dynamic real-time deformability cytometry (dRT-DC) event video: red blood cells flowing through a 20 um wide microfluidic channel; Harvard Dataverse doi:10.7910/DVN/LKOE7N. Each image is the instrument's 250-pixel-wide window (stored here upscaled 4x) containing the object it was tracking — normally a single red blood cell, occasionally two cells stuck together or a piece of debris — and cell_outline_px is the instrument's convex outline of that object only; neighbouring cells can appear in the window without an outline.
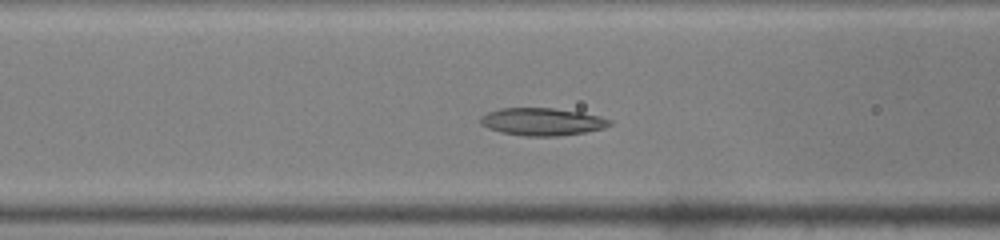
{"species": "common noctule bat (a hibernating species)", "species_latin": "Nyctalus noctula", "temperature_condition": "warm", "stored_images_in_passage": 32, "camera_frame_rate_fps": 3000, "um_per_image_px": 0.085, "animal": {"sex": "male", "body_mass_g": 19.0, "forearm_length_mm": 50.8}, "frame": {"image": 1, "passage_image": 6, "time_ms": 1.667, "image_size_px": [1000, 240], "cell_outline_px": [[612, 124], [604, 128], [584, 132], [560, 136], [524, 136], [500, 132], [488, 128], [480, 124], [480, 116], [488, 112], [500, 108], [552, 108], [580, 112], [600, 116], [612, 120]], "centroid_in_image_um": [46.07, 10.35], "position_along_channel_um": 120.5, "area_um2": 20.81}}
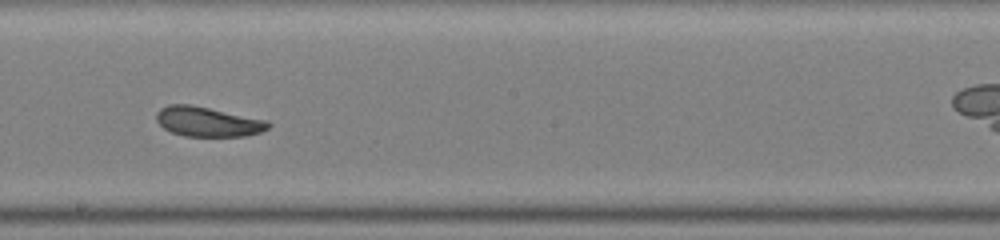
{"frame": {"image": 2, "passage_image": 14, "time_ms": 4.333, "image_size_px": [1000, 240], "cell_outline_px": [[272, 124], [268, 128], [260, 132], [244, 136], [184, 136], [172, 132], [164, 128], [156, 120], [156, 112], [160, 108], [168, 104], [188, 104], [268, 120]], "centroid_in_image_um": [17.65, 10.34], "position_along_channel_um": 230.5, "area_um2": 19.31}}
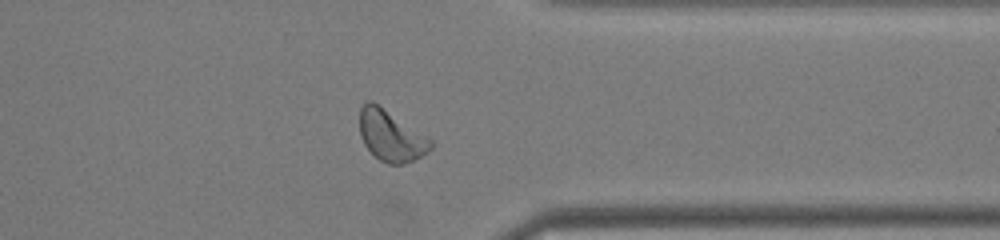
{"frame": {"image": 3, "passage_image": 25, "time_ms": 8.0, "image_size_px": [1000, 240], "cell_outline_px": [[432, 148], [428, 152], [404, 164], [388, 164], [380, 160], [364, 144], [360, 136], [360, 108], [368, 100], [372, 100], [432, 140]], "centroid_in_image_um": [33.21, 11.54], "position_along_channel_um": 378.2, "area_um2": 20.75}, "authors_computed_cell_mechanics": {"area_um2": 19.9699, "velocity_mm_per_s": 4.1346, "shape_relaxation_time_tau1_ms": null, "shape_relaxation_time_tau2_ms": 2.9788, "deformation_change_tau1": null, "deformation_change_tau2": 0.1029}}